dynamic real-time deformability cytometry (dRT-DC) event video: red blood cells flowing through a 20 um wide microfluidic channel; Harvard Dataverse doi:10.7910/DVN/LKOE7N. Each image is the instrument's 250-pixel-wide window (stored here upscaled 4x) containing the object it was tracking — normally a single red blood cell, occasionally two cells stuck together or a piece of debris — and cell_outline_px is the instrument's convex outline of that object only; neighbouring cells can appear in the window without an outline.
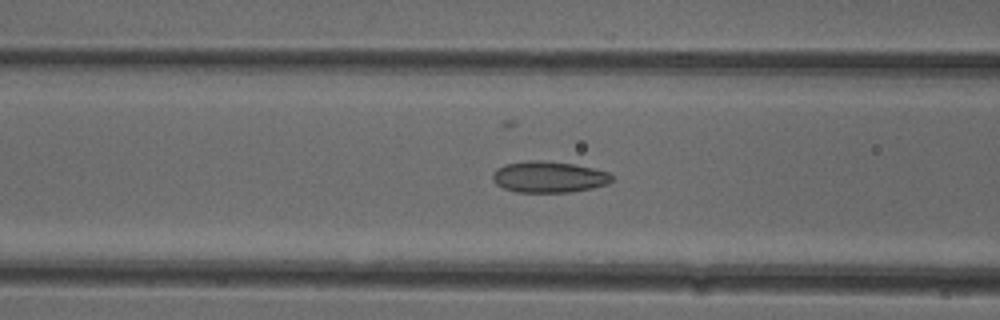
{"species": "common noctule bat (a hibernating species)", "species_latin": "Nyctalus noctula", "temperature_condition": "cold", "stored_images_in_passage": 48, "camera_frame_rate_fps": 3000, "um_per_image_px": 0.085, "animal": {"sex": "female"}, "frame": {"image": 1, "passage_image": 21, "time_ms": 6.667, "image_size_px": [1000, 320], "cell_outline_px": [[612, 180], [608, 184], [592, 188], [568, 192], [516, 192], [504, 188], [496, 184], [492, 180], [492, 176], [496, 168], [504, 164], [528, 160], [540, 160], [572, 164], [592, 168], [608, 172], [612, 176]], "centroid_in_image_um": [46.61, 15.04], "position_along_channel_um": 120.0, "area_um2": 21.68}}
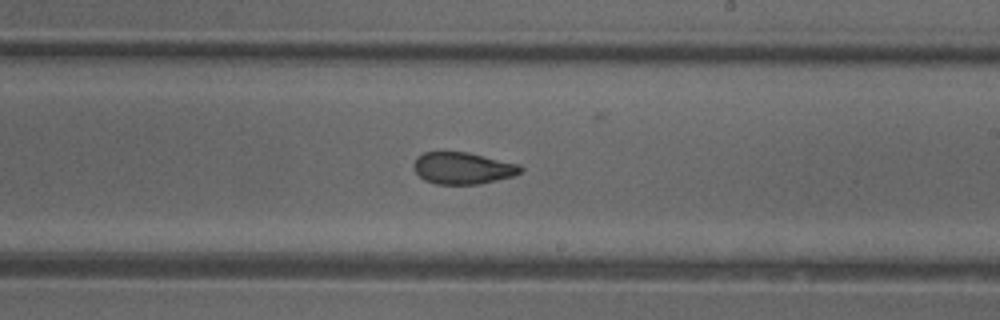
{"frame": {"image": 2, "passage_image": 31, "time_ms": 10.0, "image_size_px": [1000, 320], "cell_outline_px": [[524, 168], [516, 176], [480, 184], [436, 184], [424, 180], [416, 172], [412, 164], [416, 156], [424, 152], [468, 152], [520, 164]], "centroid_in_image_um": [39.35, 14.29], "position_along_channel_um": 249.6, "area_um2": 20.06}}
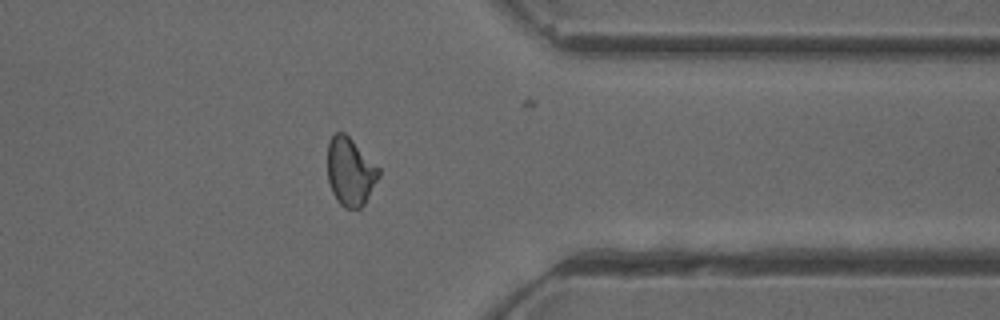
{"frame": {"image": 3, "passage_image": 42, "time_ms": 13.667, "image_size_px": [1000, 320], "cell_outline_px": [[380, 176], [364, 204], [360, 208], [344, 208], [336, 200], [332, 192], [328, 180], [328, 140], [336, 132], [344, 132], [380, 168]], "centroid_in_image_um": [29.77, 14.6], "position_along_channel_um": 381.6, "area_um2": 20.29}}